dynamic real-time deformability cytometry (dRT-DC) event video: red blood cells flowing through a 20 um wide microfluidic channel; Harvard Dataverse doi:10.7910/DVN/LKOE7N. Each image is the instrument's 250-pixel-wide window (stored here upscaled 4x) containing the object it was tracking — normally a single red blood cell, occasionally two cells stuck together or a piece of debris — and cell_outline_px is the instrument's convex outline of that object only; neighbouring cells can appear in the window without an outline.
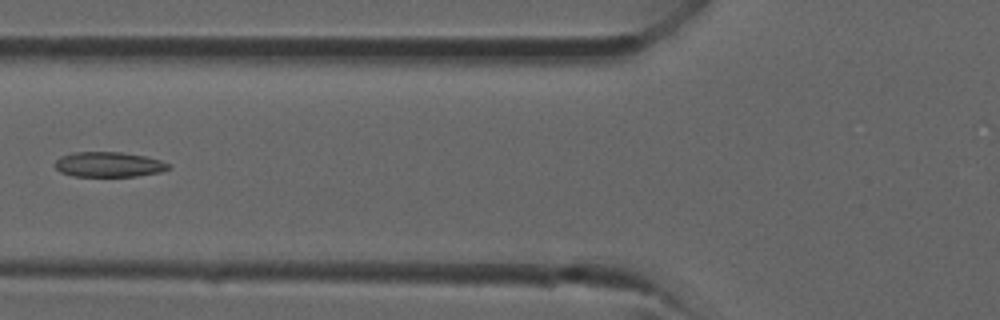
{"species": "common noctule bat (a hibernating species)", "species_latin": "Nyctalus noctula", "temperature_condition": "room temperature", "stored_images_in_passage": 32, "camera_frame_rate_fps": 3000, "um_per_image_px": 0.085, "animal": {"sex": "male", "forearm_length_mm": 52.5}, "frame": {"image": 1, "passage_image": 10, "time_ms": 3.0, "image_size_px": [1000, 320], "cell_outline_px": [[172, 168], [160, 172], [136, 176], [72, 176], [60, 172], [52, 164], [60, 156], [76, 152], [120, 152], [144, 156], [160, 160], [172, 164]], "centroid_in_image_um": [9.24, 13.98], "position_along_channel_um": 116.6, "area_um2": 16.7}}
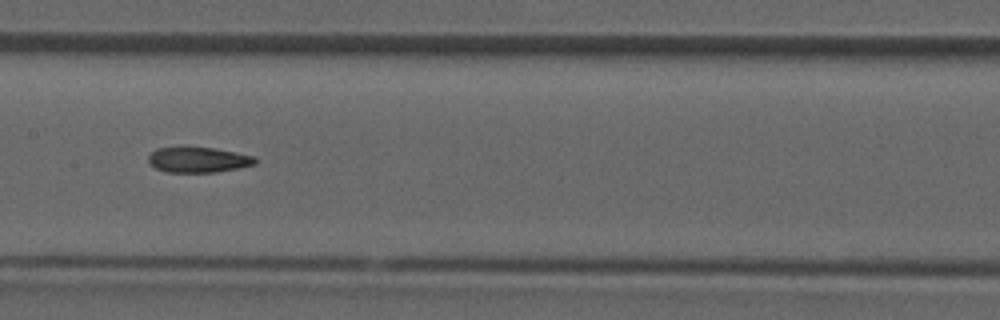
{"frame": {"image": 2, "passage_image": 14, "time_ms": 4.333, "image_size_px": [1000, 320], "cell_outline_px": [[256, 164], [216, 172], [168, 172], [156, 168], [148, 164], [148, 156], [156, 148], [216, 148], [256, 156]], "centroid_in_image_um": [16.86, 13.58], "position_along_channel_um": 190.5, "area_um2": 15.66}}